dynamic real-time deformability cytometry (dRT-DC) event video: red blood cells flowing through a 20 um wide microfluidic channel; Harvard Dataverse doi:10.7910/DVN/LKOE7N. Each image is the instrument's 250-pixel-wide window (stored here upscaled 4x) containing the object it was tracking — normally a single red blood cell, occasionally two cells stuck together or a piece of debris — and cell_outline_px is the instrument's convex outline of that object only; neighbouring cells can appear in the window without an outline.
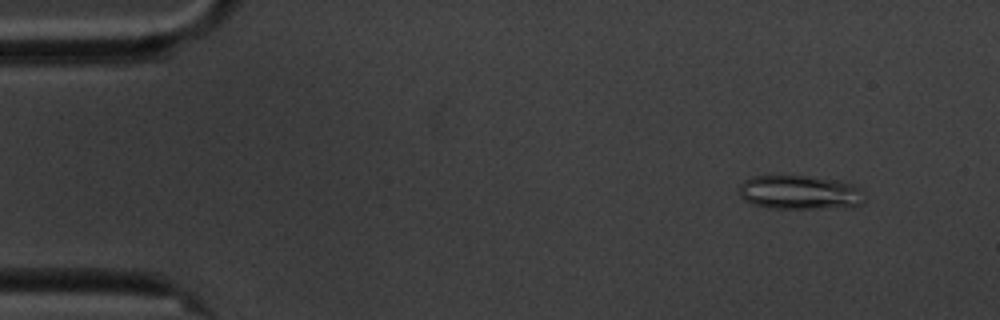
{"species": "common noctule bat (a hibernating species)", "species_latin": "Nyctalus noctula", "temperature_condition": "cold", "stored_images_in_passage": 5, "camera_frame_rate_fps": 3000, "um_per_image_px": 0.085, "animal": {"sex": "male", "body_mass_g": 20.1, "forearm_length_mm": 53.5}, "frame": {"image": 1, "passage_image": 1, "time_ms": 0.0, "image_size_px": [1000, 320], "cell_outline_px": [[868, 196], [860, 204], [820, 208], [768, 208], [752, 204], [744, 200], [740, 196], [740, 184], [744, 180], [752, 176], [780, 172], [840, 180], [852, 184], [860, 188]], "centroid_in_image_um": [67.92, 16.29], "position_along_channel_um": 17.1, "area_um2": 25.78}}
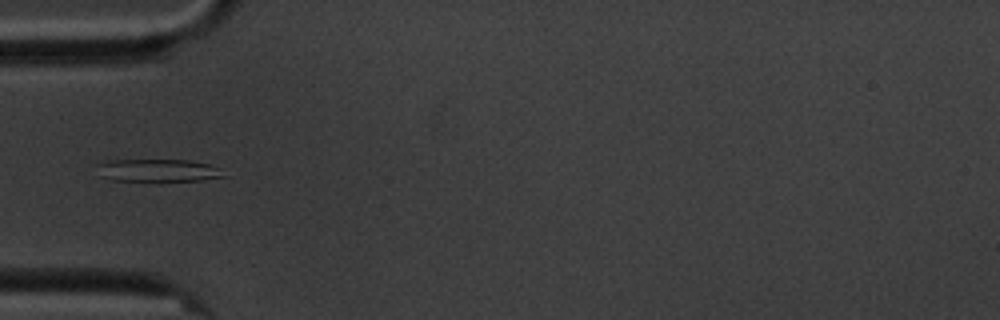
{"frame": {"image": 2, "passage_image": 4, "time_ms": 4.333, "image_size_px": [1000, 320], "cell_outline_px": [[224, 176], [204, 180], [160, 184], [156, 184], [108, 180], [100, 176], [96, 164], [108, 160], [188, 160], [208, 164], [216, 168]], "centroid_in_image_um": [13.32, 14.55], "position_along_channel_um": 71.7, "area_um2": 17.74}}
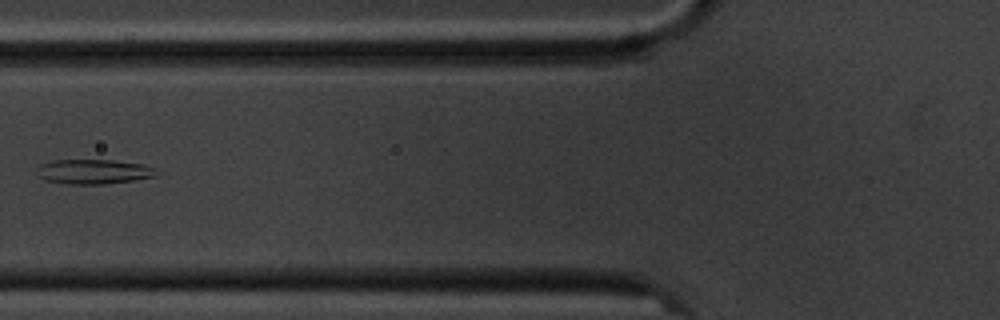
{"frame": {"image": 3, "passage_image": 5, "time_ms": 5.667, "image_size_px": [1000, 320], "cell_outline_px": [[156, 176], [136, 180], [104, 184], [64, 184], [44, 180], [40, 176], [40, 164], [52, 160], [112, 160], [144, 164], [156, 168]], "centroid_in_image_um": [8.0, 14.59], "position_along_channel_um": 117.8, "area_um2": 17.17}}